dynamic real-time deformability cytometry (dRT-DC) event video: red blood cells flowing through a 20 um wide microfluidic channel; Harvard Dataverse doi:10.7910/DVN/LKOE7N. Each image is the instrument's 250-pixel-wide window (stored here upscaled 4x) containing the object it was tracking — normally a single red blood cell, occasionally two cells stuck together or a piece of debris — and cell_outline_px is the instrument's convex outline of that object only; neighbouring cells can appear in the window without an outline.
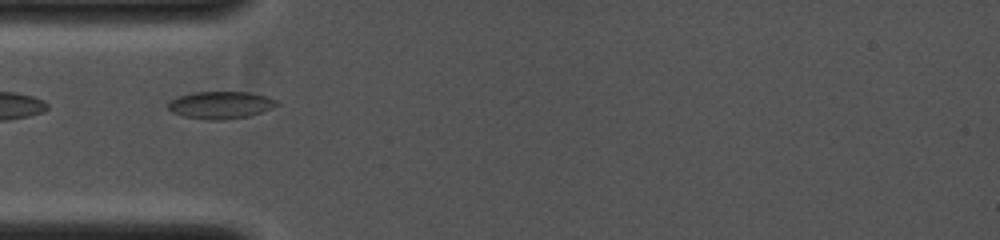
{"species": "common noctule bat (a hibernating species)", "species_latin": "Nyctalus noctula", "temperature_condition": "cold", "stored_images_in_passage": 29, "camera_frame_rate_fps": 4000, "um_per_image_px": 0.085, "animal": {"sex": "female", "body_mass_g": 19.0, "forearm_length_mm": 53.3}, "frame": {"image": 1, "passage_image": 1, "time_ms": 0.0, "image_size_px": [1000, 240], "cell_outline_px": [[280, 104], [272, 108], [248, 116], [224, 120], [208, 120], [184, 116], [172, 112], [168, 108], [168, 100], [192, 92], [248, 92], [268, 96], [276, 100]], "centroid_in_image_um": [18.75, 8.92], "position_along_channel_um": 66.3, "area_um2": 17.34}}
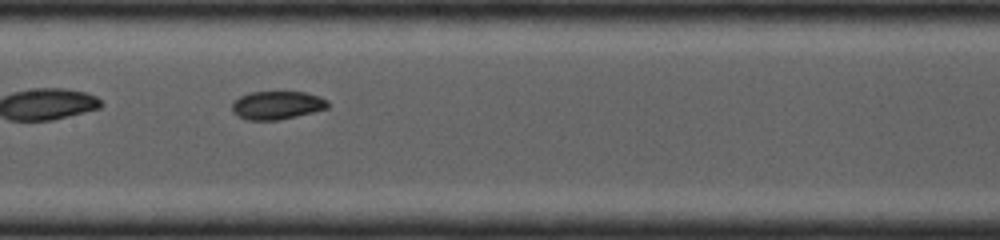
{"frame": {"image": 2, "passage_image": 9, "time_ms": 2.0, "image_size_px": [1000, 240], "cell_outline_px": [[328, 108], [280, 120], [248, 120], [236, 116], [232, 112], [232, 104], [240, 96], [248, 92], [304, 92], [320, 96], [328, 100]], "centroid_in_image_um": [23.53, 8.94], "position_along_channel_um": 183.9, "area_um2": 15.84}}